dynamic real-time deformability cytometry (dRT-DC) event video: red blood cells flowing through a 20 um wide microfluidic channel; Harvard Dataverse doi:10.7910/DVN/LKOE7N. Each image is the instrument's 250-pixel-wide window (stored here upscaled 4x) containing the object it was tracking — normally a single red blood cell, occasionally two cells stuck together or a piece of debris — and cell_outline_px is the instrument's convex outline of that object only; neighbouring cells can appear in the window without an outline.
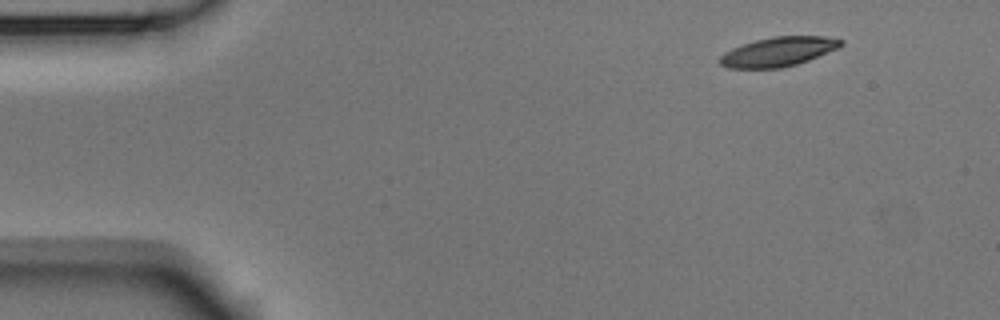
{"species": "Egyptian fruit bat (a non-hibernating species)", "species_latin": "Rousettus aegyptiacus", "temperature_condition": "room temperature", "stored_images_in_passage": 4, "camera_frame_rate_fps": 3000, "um_per_image_px": 0.085, "animal": {"sex": "male"}, "frame": {"image": 1, "passage_image": 1, "time_ms": 0.0, "image_size_px": [1000, 320], "cell_outline_px": [[844, 44], [840, 48], [808, 60], [796, 64], [780, 68], [728, 68], [720, 64], [720, 56], [724, 52], [732, 48], [756, 40], [772, 36], [824, 36], [844, 40]], "centroid_in_image_um": [66.19, 4.39], "position_along_channel_um": 18.8, "area_um2": 20.69}}
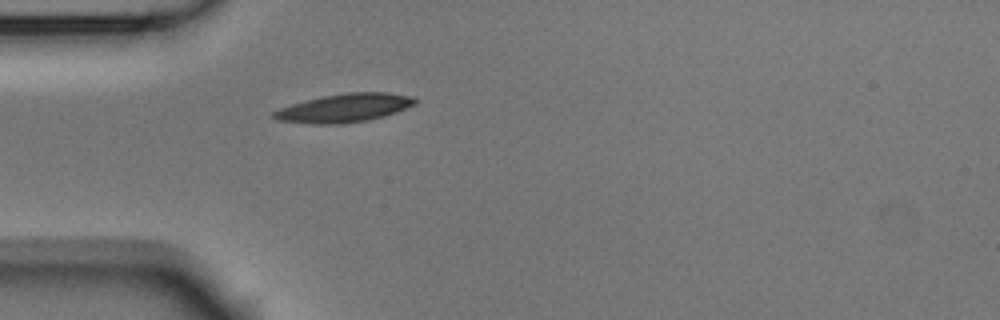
{"frame": {"image": 2, "passage_image": 4, "time_ms": 1.0, "image_size_px": [1000, 320], "cell_outline_px": [[416, 104], [396, 112], [384, 116], [368, 120], [344, 124], [312, 124], [276, 120], [268, 116], [272, 112], [280, 108], [292, 104], [324, 96], [344, 92], [388, 92], [412, 96], [416, 100]], "centroid_in_image_um": [29.25, 9.18], "position_along_channel_um": 55.7, "area_um2": 23.58}}